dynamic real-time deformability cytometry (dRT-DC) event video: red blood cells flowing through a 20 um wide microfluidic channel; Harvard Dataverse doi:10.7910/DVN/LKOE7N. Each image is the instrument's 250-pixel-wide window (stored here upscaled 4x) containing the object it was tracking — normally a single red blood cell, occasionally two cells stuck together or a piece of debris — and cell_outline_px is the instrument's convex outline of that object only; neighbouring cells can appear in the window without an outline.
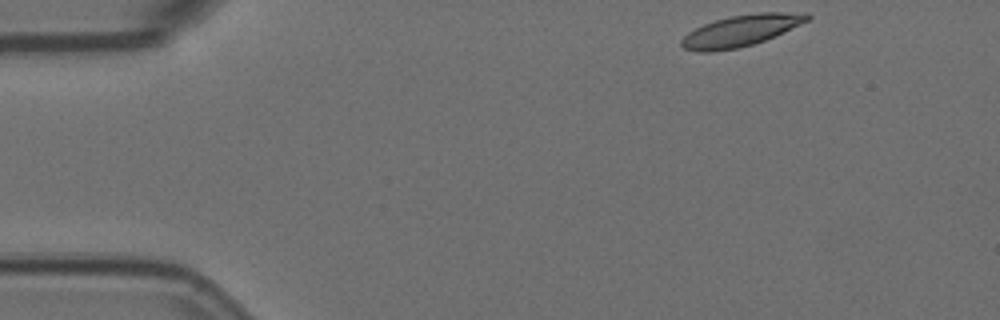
{"species": "Egyptian fruit bat (a non-hibernating species)", "species_latin": "Rousettus aegyptiacus", "temperature_condition": "room temperature", "stored_images_in_passage": 51, "camera_frame_rate_fps": 3000, "um_per_image_px": 0.085, "animal": {"sex": "female"}, "frame": {"image": 1, "passage_image": 1, "time_ms": 0.0, "image_size_px": [1000, 320], "cell_outline_px": [[812, 16], [808, 20], [800, 24], [764, 40], [752, 44], [736, 48], [712, 52], [696, 52], [684, 48], [680, 44], [680, 40], [688, 32], [704, 24], [716, 20], [732, 16], [756, 12], [808, 12]], "centroid_in_image_um": [62.96, 2.6], "position_along_channel_um": 22.0, "area_um2": 22.77}}
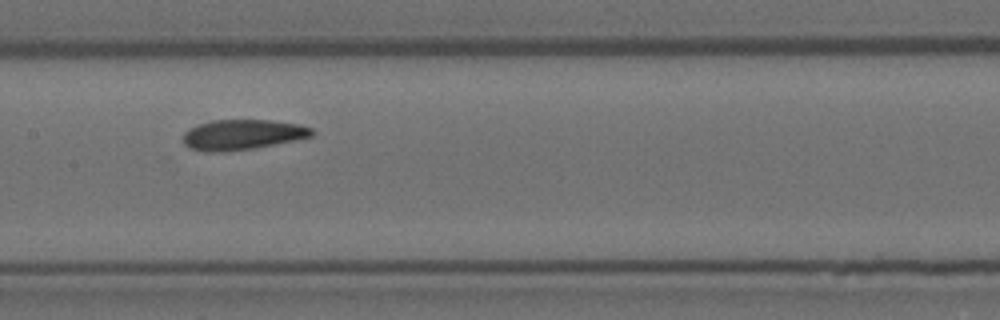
{"frame": {"image": 2, "passage_image": 22, "time_ms": 7.0, "image_size_px": [1000, 320], "cell_outline_px": [[312, 136], [296, 140], [252, 148], [224, 152], [204, 152], [188, 148], [184, 144], [184, 132], [188, 128], [196, 124], [212, 120], [268, 120], [300, 124], [312, 128]], "centroid_in_image_um": [20.55, 11.44], "position_along_channel_um": 186.9, "area_um2": 22.77}}
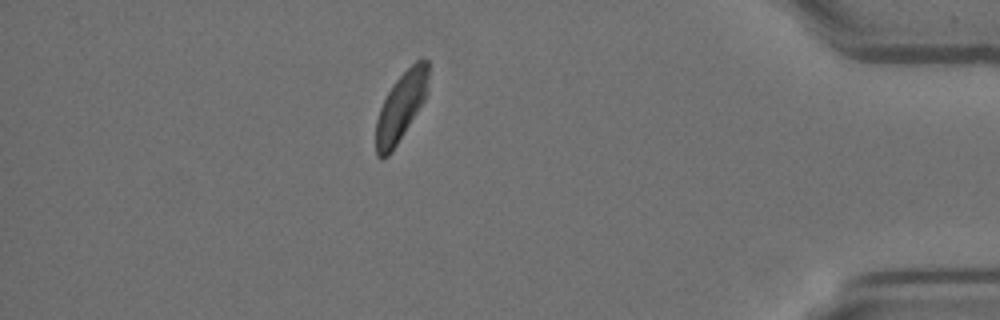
{"frame": {"image": 3, "passage_image": 44, "time_ms": 14.333, "image_size_px": [1000, 320], "cell_outline_px": [[428, 92], [424, 100], [392, 152], [388, 156], [380, 160], [376, 156], [376, 120], [380, 108], [392, 84], [420, 56], [428, 60]], "centroid_in_image_um": [34.08, 9.06], "position_along_channel_um": 401.1, "area_um2": 20.92}, "authors_computed_cell_mechanics": {"area_um2": 22.7732, "velocity_mm_per_s": 3.5117, "shape_relaxation_time_tau1_ms": 4.7638, "shape_relaxation_time_tau2_ms": 3.1405, "deformation_change_tau1": 0.1447, "deformation_change_tau2": 0.0934}}